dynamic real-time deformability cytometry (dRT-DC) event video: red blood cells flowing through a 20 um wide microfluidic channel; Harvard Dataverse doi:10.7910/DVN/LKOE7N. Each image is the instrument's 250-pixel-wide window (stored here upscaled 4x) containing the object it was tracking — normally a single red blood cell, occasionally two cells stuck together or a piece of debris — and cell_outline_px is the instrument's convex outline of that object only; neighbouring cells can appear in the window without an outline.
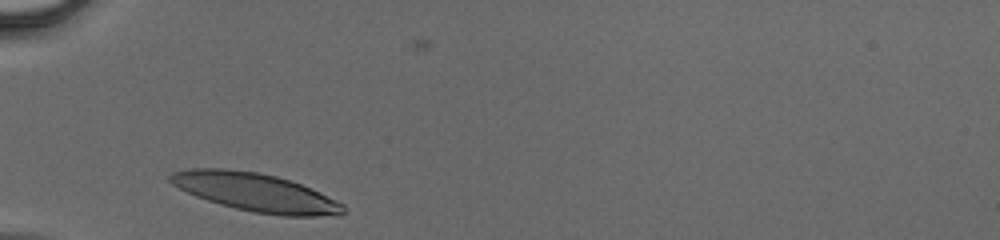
{"species": "human", "species_latin": "Homo sapiens", "temperature_condition": "cold", "stored_images_in_passage": 24, "camera_frame_rate_fps": 3000, "um_per_image_px": 0.085, "donor": {"sex": "male"}, "frame": {"image": 1, "passage_image": 1, "time_ms": 0.0, "image_size_px": [1000, 240], "cell_outline_px": [[344, 212], [316, 216], [280, 216], [256, 212], [236, 208], [220, 204], [196, 196], [172, 184], [168, 180], [168, 176], [172, 172], [188, 168], [224, 168], [256, 172], [276, 176], [312, 188], [344, 204]], "centroid_in_image_um": [21.68, 16.33], "position_along_channel_um": 63.3, "area_um2": 38.15}}
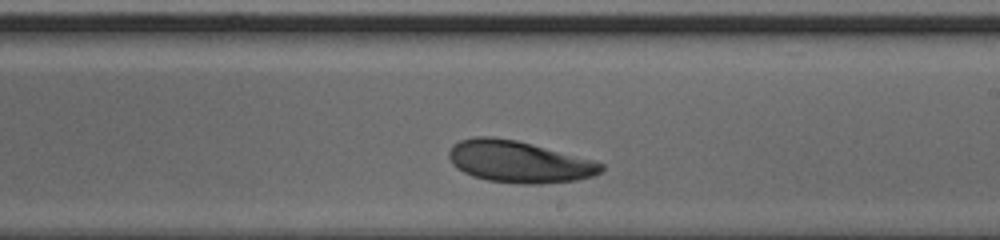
{"frame": {"image": 2, "passage_image": 14, "time_ms": 4.333, "image_size_px": [1000, 240], "cell_outline_px": [[604, 168], [600, 172], [592, 176], [576, 180], [540, 184], [520, 184], [488, 180], [472, 176], [456, 168], [452, 164], [448, 156], [448, 152], [452, 144], [460, 140], [472, 136], [492, 136], [516, 140], [592, 160], [604, 164]], "centroid_in_image_um": [44.05, 13.74], "position_along_channel_um": 245.0, "area_um2": 36.99}}
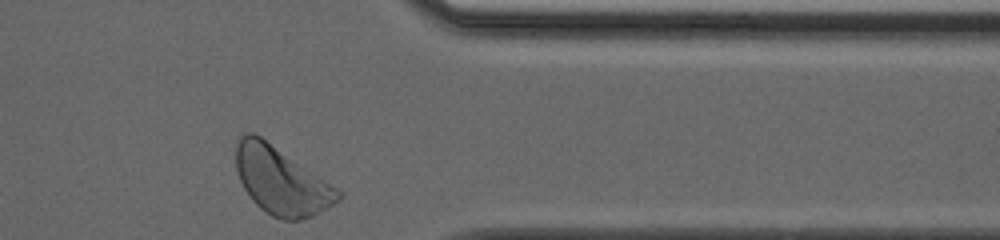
{"frame": {"image": 3, "passage_image": 24, "time_ms": 7.667, "image_size_px": [1000, 240], "cell_outline_px": [[340, 200], [312, 216], [300, 220], [280, 220], [272, 216], [260, 208], [252, 200], [244, 188], [236, 172], [236, 144], [240, 136], [244, 132], [252, 132], [260, 136], [336, 188], [340, 192]], "centroid_in_image_um": [23.84, 15.38], "position_along_channel_um": 387.6, "area_um2": 39.42}}